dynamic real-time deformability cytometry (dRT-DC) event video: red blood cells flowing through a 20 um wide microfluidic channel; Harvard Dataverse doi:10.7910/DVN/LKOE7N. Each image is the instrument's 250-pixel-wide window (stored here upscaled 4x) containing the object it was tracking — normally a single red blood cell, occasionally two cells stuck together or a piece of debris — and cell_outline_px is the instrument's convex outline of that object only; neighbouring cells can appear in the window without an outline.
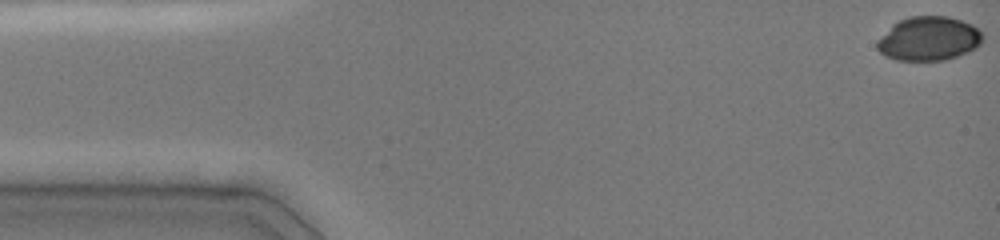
{"species": "common noctule bat (a hibernating species)", "species_latin": "Nyctalus noctula", "temperature_condition": "cold", "stored_images_in_passage": 43, "camera_frame_rate_fps": 3000, "um_per_image_px": 0.085, "animal": {"sex": "female", "body_mass_g": 19.0, "forearm_length_mm": 51.5}, "frame": {"image": 1, "passage_image": 1, "time_ms": 0.0, "image_size_px": [1000, 240], "cell_outline_px": [[984, 40], [976, 48], [968, 52], [944, 60], [896, 60], [884, 56], [876, 48], [876, 40], [892, 24], [908, 16], [948, 16], [972, 24], [984, 36]], "centroid_in_image_um": [78.92, 3.28], "position_along_channel_um": 6.1, "area_um2": 27.28}}
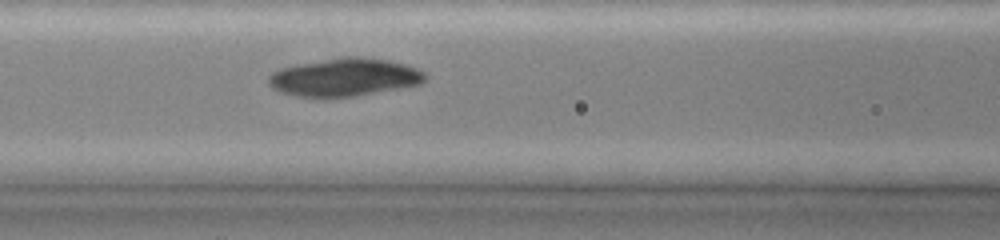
{"frame": {"image": 2, "passage_image": 20, "time_ms": 6.333, "image_size_px": [1000, 240], "cell_outline_px": [[428, 76], [420, 84], [400, 88], [352, 96], [324, 100], [292, 96], [280, 92], [272, 88], [268, 84], [268, 76], [272, 72], [280, 68], [296, 64], [348, 56], [360, 56], [388, 60], [404, 64], [416, 68], [424, 72]], "centroid_in_image_um": [29.21, 6.6], "position_along_channel_um": 137.4, "area_um2": 35.26}}
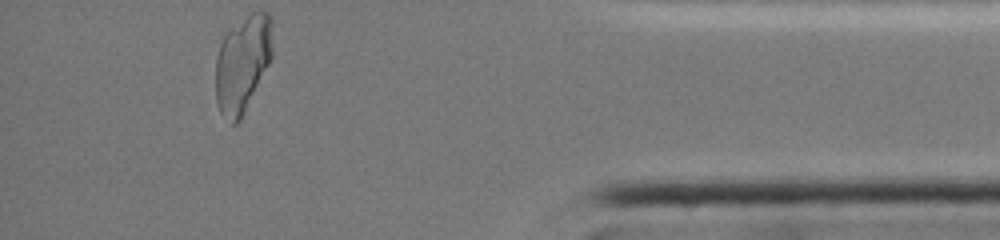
{"frame": {"image": 3, "passage_image": 43, "time_ms": 14.0, "image_size_px": [1000, 240], "cell_outline_px": [[272, 56], [240, 120], [236, 124], [232, 124], [220, 112], [216, 100], [216, 56], [224, 32], [228, 28], [252, 12], [268, 12], [272, 16]], "centroid_in_image_um": [20.61, 5.35], "position_along_channel_um": 414.6, "area_um2": 32.08}}